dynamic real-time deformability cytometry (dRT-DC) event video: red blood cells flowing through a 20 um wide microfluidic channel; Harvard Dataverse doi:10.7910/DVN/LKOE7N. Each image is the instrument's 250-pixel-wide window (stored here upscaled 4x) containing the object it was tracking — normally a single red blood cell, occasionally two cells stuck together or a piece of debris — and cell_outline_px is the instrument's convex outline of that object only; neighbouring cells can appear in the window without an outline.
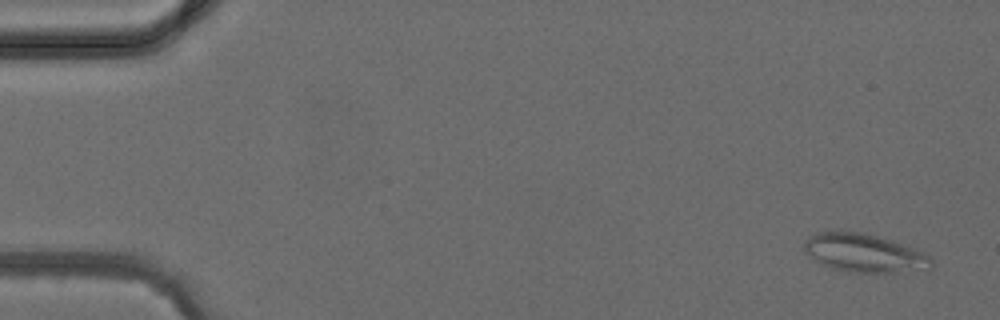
{"species": "common noctule bat (a hibernating species)", "species_latin": "Nyctalus noctula", "temperature_condition": "cold", "stored_images_in_passage": 4, "camera_frame_rate_fps": 3000, "um_per_image_px": 0.085, "animal": {"sex": "female", "body_mass_g": 24.6, "forearm_length_mm": 56.2}, "frame": {"image": 1, "passage_image": 1, "time_ms": 0.0, "image_size_px": [1000, 320], "cell_outline_px": [[936, 264], [932, 268], [896, 272], [852, 272], [832, 268], [816, 260], [804, 252], [804, 240], [808, 236], [816, 232], [860, 232], [892, 240], [916, 248], [924, 252]], "centroid_in_image_um": [73.48, 21.5], "position_along_channel_um": 11.5, "area_um2": 28.26}}